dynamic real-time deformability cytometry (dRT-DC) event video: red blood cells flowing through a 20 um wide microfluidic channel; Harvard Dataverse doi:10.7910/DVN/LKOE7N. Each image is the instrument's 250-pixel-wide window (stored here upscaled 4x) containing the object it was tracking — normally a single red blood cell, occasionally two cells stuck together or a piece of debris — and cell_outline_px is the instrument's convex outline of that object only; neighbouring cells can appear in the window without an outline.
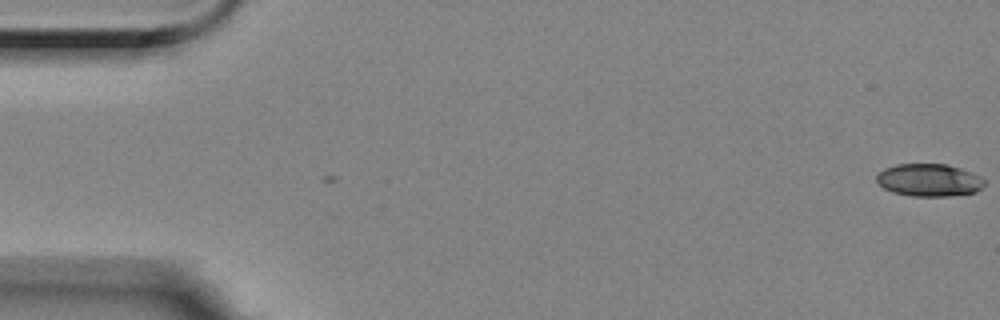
{"species": "Egyptian fruit bat (a non-hibernating species)", "species_latin": "Rousettus aegyptiacus", "temperature_condition": "room temperature", "stored_images_in_passage": 4, "camera_frame_rate_fps": 3000, "um_per_image_px": 0.085, "animal": {"sex": "female"}, "frame": {"image": 1, "passage_image": 1, "time_ms": 0.0, "image_size_px": [1000, 320], "cell_outline_px": [[984, 184], [976, 192], [948, 196], [912, 196], [892, 192], [884, 188], [876, 180], [876, 176], [884, 168], [896, 164], [948, 164], [972, 172], [980, 176], [984, 180]], "centroid_in_image_um": [78.97, 15.3], "position_along_channel_um": 6.0, "area_um2": 20.46}}